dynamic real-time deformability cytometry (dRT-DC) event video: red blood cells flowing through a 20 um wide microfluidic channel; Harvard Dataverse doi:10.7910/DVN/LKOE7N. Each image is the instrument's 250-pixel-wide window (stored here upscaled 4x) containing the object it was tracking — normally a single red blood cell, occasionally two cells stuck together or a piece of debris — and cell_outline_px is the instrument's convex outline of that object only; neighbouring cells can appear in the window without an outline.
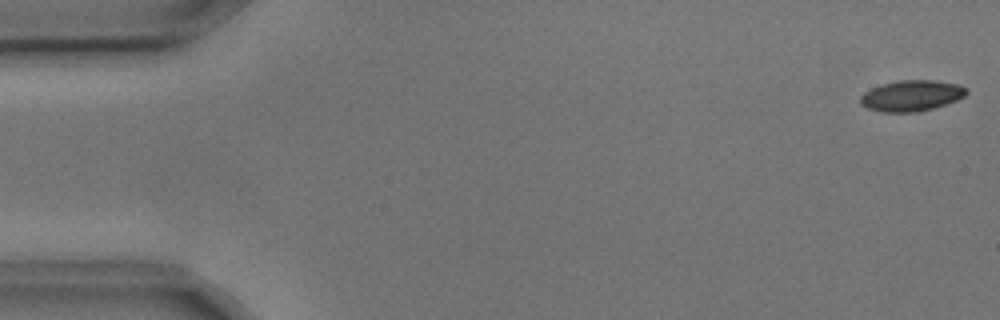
{"species": "common noctule bat (a hibernating species)", "species_latin": "Nyctalus noctula", "temperature_condition": "cold", "stored_images_in_passage": 7, "camera_frame_rate_fps": 3000, "um_per_image_px": 0.085, "animal": {"sex": "male", "body_mass_g": 17.9, "forearm_length_mm": 54.2}, "frame": {"image": 1, "passage_image": 1, "time_ms": 0.0, "image_size_px": [1000, 320], "cell_outline_px": [[968, 92], [964, 96], [956, 100], [932, 108], [916, 112], [880, 112], [868, 108], [860, 104], [860, 96], [864, 92], [880, 84], [896, 80], [936, 80], [960, 84], [968, 88]], "centroid_in_image_um": [77.47, 8.12], "position_along_channel_um": 7.5, "area_um2": 19.25}}